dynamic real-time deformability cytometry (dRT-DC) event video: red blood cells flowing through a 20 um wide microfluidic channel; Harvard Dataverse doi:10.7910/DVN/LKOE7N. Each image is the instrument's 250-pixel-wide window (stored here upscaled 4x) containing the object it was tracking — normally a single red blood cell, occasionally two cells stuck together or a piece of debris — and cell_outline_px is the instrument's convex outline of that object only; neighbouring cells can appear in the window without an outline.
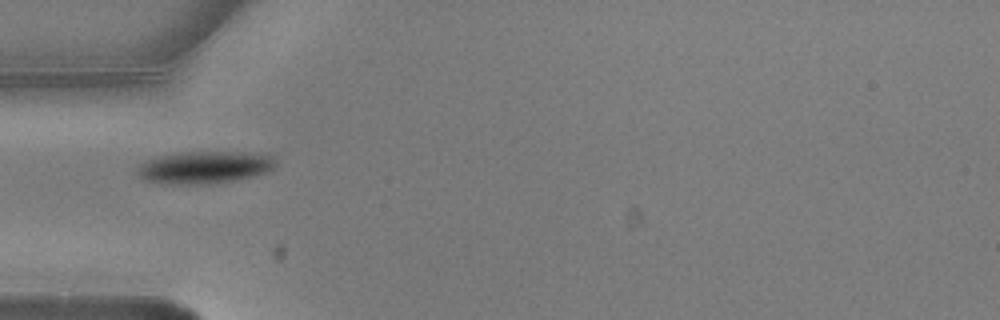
{"species": "common noctule bat (a hibernating species)", "species_latin": "Nyctalus noctula", "temperature_condition": "warm", "stored_images_in_passage": 11, "camera_frame_rate_fps": 3000, "um_per_image_px": 0.085, "animal": {"sex": "male", "body_mass_g": 20.5, "forearm_length_mm": 52.5}, "frame": {"image": 1, "passage_image": 1, "time_ms": 0.0, "image_size_px": [1000, 320], "cell_outline_px": [[276, 164], [268, 172], [256, 176], [216, 184], [164, 184], [140, 180], [136, 172], [136, 168], [140, 164], [156, 156], [176, 152], [260, 152], [272, 156], [276, 160]], "centroid_in_image_um": [17.37, 14.23], "position_along_channel_um": 67.6, "area_um2": 26.88}}
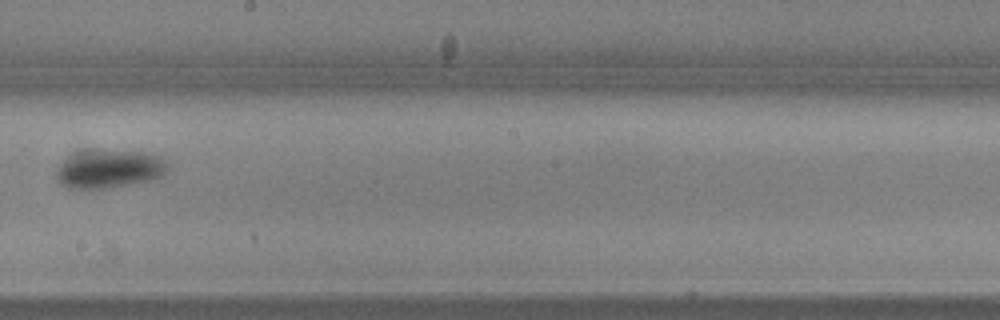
{"frame": {"image": 2, "passage_image": 5, "time_ms": 1.333, "image_size_px": [1000, 320], "cell_outline_px": [[168, 168], [164, 176], [156, 180], [112, 188], [84, 192], [80, 192], [68, 188], [60, 184], [56, 176], [56, 172], [60, 164], [64, 160], [80, 152], [144, 152], [160, 156], [168, 164]], "centroid_in_image_um": [9.3, 14.46], "position_along_channel_um": 238.9, "area_um2": 25.26}}
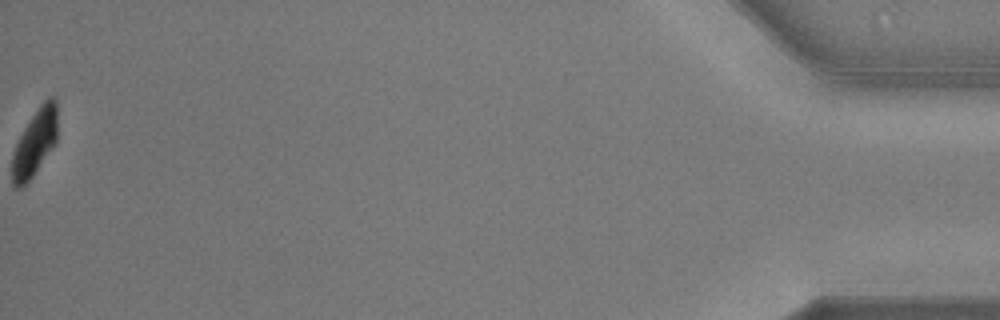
{"frame": {"image": 3, "passage_image": 11, "time_ms": 3.333, "image_size_px": [1000, 320], "cell_outline_px": [[56, 144], [32, 176], [20, 188], [16, 188], [12, 184], [12, 152], [24, 128], [40, 104], [48, 96], [56, 96]], "centroid_in_image_um": [2.96, 12.11], "position_along_channel_um": 432.2, "area_um2": 17.46}}